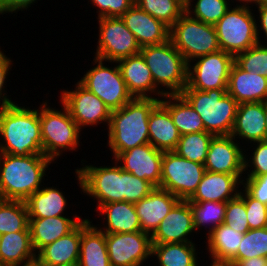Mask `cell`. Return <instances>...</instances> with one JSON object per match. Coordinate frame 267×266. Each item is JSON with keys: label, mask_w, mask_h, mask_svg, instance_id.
I'll return each mask as SVG.
<instances>
[{"label": "cell", "mask_w": 267, "mask_h": 266, "mask_svg": "<svg viewBox=\"0 0 267 266\" xmlns=\"http://www.w3.org/2000/svg\"><path fill=\"white\" fill-rule=\"evenodd\" d=\"M160 102L155 98H133L120 109L111 111L107 145L115 160L122 152L149 143L148 119Z\"/></svg>", "instance_id": "obj_1"}, {"label": "cell", "mask_w": 267, "mask_h": 266, "mask_svg": "<svg viewBox=\"0 0 267 266\" xmlns=\"http://www.w3.org/2000/svg\"><path fill=\"white\" fill-rule=\"evenodd\" d=\"M0 154L43 155L39 108L17 102L0 108Z\"/></svg>", "instance_id": "obj_2"}, {"label": "cell", "mask_w": 267, "mask_h": 266, "mask_svg": "<svg viewBox=\"0 0 267 266\" xmlns=\"http://www.w3.org/2000/svg\"><path fill=\"white\" fill-rule=\"evenodd\" d=\"M51 163L45 155L0 154V199L26 201L44 185Z\"/></svg>", "instance_id": "obj_3"}, {"label": "cell", "mask_w": 267, "mask_h": 266, "mask_svg": "<svg viewBox=\"0 0 267 266\" xmlns=\"http://www.w3.org/2000/svg\"><path fill=\"white\" fill-rule=\"evenodd\" d=\"M181 95L200 115L205 132L214 136L231 135L238 102L227 93V89H183Z\"/></svg>", "instance_id": "obj_4"}, {"label": "cell", "mask_w": 267, "mask_h": 266, "mask_svg": "<svg viewBox=\"0 0 267 266\" xmlns=\"http://www.w3.org/2000/svg\"><path fill=\"white\" fill-rule=\"evenodd\" d=\"M140 53L151 71L155 86L164 95L182 93L187 86L188 64L170 39L162 44L141 47Z\"/></svg>", "instance_id": "obj_5"}, {"label": "cell", "mask_w": 267, "mask_h": 266, "mask_svg": "<svg viewBox=\"0 0 267 266\" xmlns=\"http://www.w3.org/2000/svg\"><path fill=\"white\" fill-rule=\"evenodd\" d=\"M47 104L45 100L39 106L42 150L43 155L55 162L66 150H77L82 130L62 102L60 111Z\"/></svg>", "instance_id": "obj_6"}, {"label": "cell", "mask_w": 267, "mask_h": 266, "mask_svg": "<svg viewBox=\"0 0 267 266\" xmlns=\"http://www.w3.org/2000/svg\"><path fill=\"white\" fill-rule=\"evenodd\" d=\"M81 160L82 167L75 169L77 186L81 193L97 201L95 209L113 202H124V178L122 167L114 160L110 166H94ZM114 163V164H113ZM114 165V166H113Z\"/></svg>", "instance_id": "obj_7"}, {"label": "cell", "mask_w": 267, "mask_h": 266, "mask_svg": "<svg viewBox=\"0 0 267 266\" xmlns=\"http://www.w3.org/2000/svg\"><path fill=\"white\" fill-rule=\"evenodd\" d=\"M169 39L186 63L220 49L214 25L192 18L184 12L170 27Z\"/></svg>", "instance_id": "obj_8"}, {"label": "cell", "mask_w": 267, "mask_h": 266, "mask_svg": "<svg viewBox=\"0 0 267 266\" xmlns=\"http://www.w3.org/2000/svg\"><path fill=\"white\" fill-rule=\"evenodd\" d=\"M250 7L234 6L214 25L220 49L233 56L258 43L256 19Z\"/></svg>", "instance_id": "obj_9"}, {"label": "cell", "mask_w": 267, "mask_h": 266, "mask_svg": "<svg viewBox=\"0 0 267 266\" xmlns=\"http://www.w3.org/2000/svg\"><path fill=\"white\" fill-rule=\"evenodd\" d=\"M105 62L94 57L92 62L94 67L87 69L78 82L98 96L111 111H114L123 107L134 97L128 91L117 62H110L114 67L106 66Z\"/></svg>", "instance_id": "obj_10"}, {"label": "cell", "mask_w": 267, "mask_h": 266, "mask_svg": "<svg viewBox=\"0 0 267 266\" xmlns=\"http://www.w3.org/2000/svg\"><path fill=\"white\" fill-rule=\"evenodd\" d=\"M206 169L204 164L180 157L174 151L164 152L160 186L163 190L188 200L196 191Z\"/></svg>", "instance_id": "obj_11"}, {"label": "cell", "mask_w": 267, "mask_h": 266, "mask_svg": "<svg viewBox=\"0 0 267 266\" xmlns=\"http://www.w3.org/2000/svg\"><path fill=\"white\" fill-rule=\"evenodd\" d=\"M98 19V41L96 58L117 62L140 53L141 47L134 34L126 27L121 17H100Z\"/></svg>", "instance_id": "obj_12"}, {"label": "cell", "mask_w": 267, "mask_h": 266, "mask_svg": "<svg viewBox=\"0 0 267 266\" xmlns=\"http://www.w3.org/2000/svg\"><path fill=\"white\" fill-rule=\"evenodd\" d=\"M234 56L219 50L188 63L187 86L184 89L207 91L227 89Z\"/></svg>", "instance_id": "obj_13"}, {"label": "cell", "mask_w": 267, "mask_h": 266, "mask_svg": "<svg viewBox=\"0 0 267 266\" xmlns=\"http://www.w3.org/2000/svg\"><path fill=\"white\" fill-rule=\"evenodd\" d=\"M62 102L70 112L71 118L78 124L79 128H87L98 124L110 123L111 110L94 93L88 91L79 82L75 83V90L64 89L60 93Z\"/></svg>", "instance_id": "obj_14"}, {"label": "cell", "mask_w": 267, "mask_h": 266, "mask_svg": "<svg viewBox=\"0 0 267 266\" xmlns=\"http://www.w3.org/2000/svg\"><path fill=\"white\" fill-rule=\"evenodd\" d=\"M111 266H142L152 257L151 235L133 233H105Z\"/></svg>", "instance_id": "obj_15"}, {"label": "cell", "mask_w": 267, "mask_h": 266, "mask_svg": "<svg viewBox=\"0 0 267 266\" xmlns=\"http://www.w3.org/2000/svg\"><path fill=\"white\" fill-rule=\"evenodd\" d=\"M231 135L214 136L210 141L204 163L206 171L244 175V150Z\"/></svg>", "instance_id": "obj_16"}, {"label": "cell", "mask_w": 267, "mask_h": 266, "mask_svg": "<svg viewBox=\"0 0 267 266\" xmlns=\"http://www.w3.org/2000/svg\"><path fill=\"white\" fill-rule=\"evenodd\" d=\"M163 153L148 143L122 152L115 161L124 171L159 187Z\"/></svg>", "instance_id": "obj_17"}, {"label": "cell", "mask_w": 267, "mask_h": 266, "mask_svg": "<svg viewBox=\"0 0 267 266\" xmlns=\"http://www.w3.org/2000/svg\"><path fill=\"white\" fill-rule=\"evenodd\" d=\"M196 232L188 200H179L151 235L152 244L193 242Z\"/></svg>", "instance_id": "obj_18"}, {"label": "cell", "mask_w": 267, "mask_h": 266, "mask_svg": "<svg viewBox=\"0 0 267 266\" xmlns=\"http://www.w3.org/2000/svg\"><path fill=\"white\" fill-rule=\"evenodd\" d=\"M140 47L158 45L169 40L170 28L134 3L122 16Z\"/></svg>", "instance_id": "obj_19"}, {"label": "cell", "mask_w": 267, "mask_h": 266, "mask_svg": "<svg viewBox=\"0 0 267 266\" xmlns=\"http://www.w3.org/2000/svg\"><path fill=\"white\" fill-rule=\"evenodd\" d=\"M117 64L128 91L134 98L161 99L164 96L155 86L151 71L141 53L121 59Z\"/></svg>", "instance_id": "obj_20"}, {"label": "cell", "mask_w": 267, "mask_h": 266, "mask_svg": "<svg viewBox=\"0 0 267 266\" xmlns=\"http://www.w3.org/2000/svg\"><path fill=\"white\" fill-rule=\"evenodd\" d=\"M243 175H230L205 171L189 202H228L237 197L243 185Z\"/></svg>", "instance_id": "obj_21"}, {"label": "cell", "mask_w": 267, "mask_h": 266, "mask_svg": "<svg viewBox=\"0 0 267 266\" xmlns=\"http://www.w3.org/2000/svg\"><path fill=\"white\" fill-rule=\"evenodd\" d=\"M231 136L248 144L266 140L265 102L238 104Z\"/></svg>", "instance_id": "obj_22"}, {"label": "cell", "mask_w": 267, "mask_h": 266, "mask_svg": "<svg viewBox=\"0 0 267 266\" xmlns=\"http://www.w3.org/2000/svg\"><path fill=\"white\" fill-rule=\"evenodd\" d=\"M179 200L169 191L156 187L149 195L135 203L141 231L152 235Z\"/></svg>", "instance_id": "obj_23"}, {"label": "cell", "mask_w": 267, "mask_h": 266, "mask_svg": "<svg viewBox=\"0 0 267 266\" xmlns=\"http://www.w3.org/2000/svg\"><path fill=\"white\" fill-rule=\"evenodd\" d=\"M227 93L238 104L267 101V77L258 73L246 72L235 63L231 66Z\"/></svg>", "instance_id": "obj_24"}, {"label": "cell", "mask_w": 267, "mask_h": 266, "mask_svg": "<svg viewBox=\"0 0 267 266\" xmlns=\"http://www.w3.org/2000/svg\"><path fill=\"white\" fill-rule=\"evenodd\" d=\"M57 216L46 218H29L31 242L37 254L43 247L49 245L71 232L84 218L76 213L73 217Z\"/></svg>", "instance_id": "obj_25"}, {"label": "cell", "mask_w": 267, "mask_h": 266, "mask_svg": "<svg viewBox=\"0 0 267 266\" xmlns=\"http://www.w3.org/2000/svg\"><path fill=\"white\" fill-rule=\"evenodd\" d=\"M90 219L81 221L79 266H111L105 240V233L93 225Z\"/></svg>", "instance_id": "obj_26"}, {"label": "cell", "mask_w": 267, "mask_h": 266, "mask_svg": "<svg viewBox=\"0 0 267 266\" xmlns=\"http://www.w3.org/2000/svg\"><path fill=\"white\" fill-rule=\"evenodd\" d=\"M149 143L162 152L175 151L181 134L169 111L159 102L148 119Z\"/></svg>", "instance_id": "obj_27"}, {"label": "cell", "mask_w": 267, "mask_h": 266, "mask_svg": "<svg viewBox=\"0 0 267 266\" xmlns=\"http://www.w3.org/2000/svg\"><path fill=\"white\" fill-rule=\"evenodd\" d=\"M103 216L102 228L104 233H133L141 231L135 205L129 202H113L101 205L97 210ZM106 218V219H105Z\"/></svg>", "instance_id": "obj_28"}, {"label": "cell", "mask_w": 267, "mask_h": 266, "mask_svg": "<svg viewBox=\"0 0 267 266\" xmlns=\"http://www.w3.org/2000/svg\"><path fill=\"white\" fill-rule=\"evenodd\" d=\"M81 241V222L67 235L43 247L36 256L48 266L78 263Z\"/></svg>", "instance_id": "obj_29"}, {"label": "cell", "mask_w": 267, "mask_h": 266, "mask_svg": "<svg viewBox=\"0 0 267 266\" xmlns=\"http://www.w3.org/2000/svg\"><path fill=\"white\" fill-rule=\"evenodd\" d=\"M243 235L222 223L205 236V250L208 251L206 253H209V258H212L211 262L227 264L237 254Z\"/></svg>", "instance_id": "obj_30"}, {"label": "cell", "mask_w": 267, "mask_h": 266, "mask_svg": "<svg viewBox=\"0 0 267 266\" xmlns=\"http://www.w3.org/2000/svg\"><path fill=\"white\" fill-rule=\"evenodd\" d=\"M55 186H43L26 201L29 218L63 216L68 206L67 197Z\"/></svg>", "instance_id": "obj_31"}, {"label": "cell", "mask_w": 267, "mask_h": 266, "mask_svg": "<svg viewBox=\"0 0 267 266\" xmlns=\"http://www.w3.org/2000/svg\"><path fill=\"white\" fill-rule=\"evenodd\" d=\"M160 103L169 111L181 135L205 131L200 115L181 94L164 95Z\"/></svg>", "instance_id": "obj_32"}, {"label": "cell", "mask_w": 267, "mask_h": 266, "mask_svg": "<svg viewBox=\"0 0 267 266\" xmlns=\"http://www.w3.org/2000/svg\"><path fill=\"white\" fill-rule=\"evenodd\" d=\"M35 257L30 231L0 235V263L2 266H18Z\"/></svg>", "instance_id": "obj_33"}, {"label": "cell", "mask_w": 267, "mask_h": 266, "mask_svg": "<svg viewBox=\"0 0 267 266\" xmlns=\"http://www.w3.org/2000/svg\"><path fill=\"white\" fill-rule=\"evenodd\" d=\"M194 242L152 244V257L159 266H201Z\"/></svg>", "instance_id": "obj_34"}, {"label": "cell", "mask_w": 267, "mask_h": 266, "mask_svg": "<svg viewBox=\"0 0 267 266\" xmlns=\"http://www.w3.org/2000/svg\"><path fill=\"white\" fill-rule=\"evenodd\" d=\"M30 231L25 201L0 199V235Z\"/></svg>", "instance_id": "obj_35"}, {"label": "cell", "mask_w": 267, "mask_h": 266, "mask_svg": "<svg viewBox=\"0 0 267 266\" xmlns=\"http://www.w3.org/2000/svg\"><path fill=\"white\" fill-rule=\"evenodd\" d=\"M192 213L193 223L196 233L202 228L206 231V236L220 224L224 223L225 209L227 202L204 201L189 202ZM199 230V231H198Z\"/></svg>", "instance_id": "obj_36"}, {"label": "cell", "mask_w": 267, "mask_h": 266, "mask_svg": "<svg viewBox=\"0 0 267 266\" xmlns=\"http://www.w3.org/2000/svg\"><path fill=\"white\" fill-rule=\"evenodd\" d=\"M213 137V134L205 131L181 135L174 152L180 157L204 164Z\"/></svg>", "instance_id": "obj_37"}, {"label": "cell", "mask_w": 267, "mask_h": 266, "mask_svg": "<svg viewBox=\"0 0 267 266\" xmlns=\"http://www.w3.org/2000/svg\"><path fill=\"white\" fill-rule=\"evenodd\" d=\"M230 2L229 0H187L185 12L203 23L215 25L231 8Z\"/></svg>", "instance_id": "obj_38"}, {"label": "cell", "mask_w": 267, "mask_h": 266, "mask_svg": "<svg viewBox=\"0 0 267 266\" xmlns=\"http://www.w3.org/2000/svg\"><path fill=\"white\" fill-rule=\"evenodd\" d=\"M135 3L169 28L185 12L183 0H135Z\"/></svg>", "instance_id": "obj_39"}, {"label": "cell", "mask_w": 267, "mask_h": 266, "mask_svg": "<svg viewBox=\"0 0 267 266\" xmlns=\"http://www.w3.org/2000/svg\"><path fill=\"white\" fill-rule=\"evenodd\" d=\"M253 257H267V227L249 229L231 260H244Z\"/></svg>", "instance_id": "obj_40"}, {"label": "cell", "mask_w": 267, "mask_h": 266, "mask_svg": "<svg viewBox=\"0 0 267 266\" xmlns=\"http://www.w3.org/2000/svg\"><path fill=\"white\" fill-rule=\"evenodd\" d=\"M234 63L246 72L267 77V46L257 43L234 56Z\"/></svg>", "instance_id": "obj_41"}, {"label": "cell", "mask_w": 267, "mask_h": 266, "mask_svg": "<svg viewBox=\"0 0 267 266\" xmlns=\"http://www.w3.org/2000/svg\"><path fill=\"white\" fill-rule=\"evenodd\" d=\"M250 145L253 147V150H249L252 152L251 155L249 152L246 155V150H244V172L247 176L267 174V140L253 142Z\"/></svg>", "instance_id": "obj_42"}, {"label": "cell", "mask_w": 267, "mask_h": 266, "mask_svg": "<svg viewBox=\"0 0 267 266\" xmlns=\"http://www.w3.org/2000/svg\"><path fill=\"white\" fill-rule=\"evenodd\" d=\"M224 223L243 234L249 230L245 202L239 195L227 202Z\"/></svg>", "instance_id": "obj_43"}, {"label": "cell", "mask_w": 267, "mask_h": 266, "mask_svg": "<svg viewBox=\"0 0 267 266\" xmlns=\"http://www.w3.org/2000/svg\"><path fill=\"white\" fill-rule=\"evenodd\" d=\"M239 196L245 202L249 229L267 227V205L253 198L243 187Z\"/></svg>", "instance_id": "obj_44"}, {"label": "cell", "mask_w": 267, "mask_h": 266, "mask_svg": "<svg viewBox=\"0 0 267 266\" xmlns=\"http://www.w3.org/2000/svg\"><path fill=\"white\" fill-rule=\"evenodd\" d=\"M124 201L137 203L149 195L156 187L147 180H142L135 175L123 170Z\"/></svg>", "instance_id": "obj_45"}, {"label": "cell", "mask_w": 267, "mask_h": 266, "mask_svg": "<svg viewBox=\"0 0 267 266\" xmlns=\"http://www.w3.org/2000/svg\"><path fill=\"white\" fill-rule=\"evenodd\" d=\"M97 8L98 17H121L135 0H90Z\"/></svg>", "instance_id": "obj_46"}, {"label": "cell", "mask_w": 267, "mask_h": 266, "mask_svg": "<svg viewBox=\"0 0 267 266\" xmlns=\"http://www.w3.org/2000/svg\"><path fill=\"white\" fill-rule=\"evenodd\" d=\"M243 188L256 200L267 205V174L243 176Z\"/></svg>", "instance_id": "obj_47"}, {"label": "cell", "mask_w": 267, "mask_h": 266, "mask_svg": "<svg viewBox=\"0 0 267 266\" xmlns=\"http://www.w3.org/2000/svg\"><path fill=\"white\" fill-rule=\"evenodd\" d=\"M13 61L7 57V55L4 53V51L0 48V108H3L7 105H11L16 103V101H12V98H9L7 91L4 87L7 83L6 80L8 79V74H10V71L13 66Z\"/></svg>", "instance_id": "obj_48"}, {"label": "cell", "mask_w": 267, "mask_h": 266, "mask_svg": "<svg viewBox=\"0 0 267 266\" xmlns=\"http://www.w3.org/2000/svg\"><path fill=\"white\" fill-rule=\"evenodd\" d=\"M37 0H0V11L4 15L6 13H17L29 9Z\"/></svg>", "instance_id": "obj_49"}, {"label": "cell", "mask_w": 267, "mask_h": 266, "mask_svg": "<svg viewBox=\"0 0 267 266\" xmlns=\"http://www.w3.org/2000/svg\"><path fill=\"white\" fill-rule=\"evenodd\" d=\"M255 8H258L257 13H259L258 15H256L257 17L259 16L258 18L256 17V20L258 19L259 21H256L258 43L267 46V6H257ZM262 33L264 36V40H266L264 41V43L266 44H263V41L260 40L261 38H263L262 36H259L262 35Z\"/></svg>", "instance_id": "obj_50"}, {"label": "cell", "mask_w": 267, "mask_h": 266, "mask_svg": "<svg viewBox=\"0 0 267 266\" xmlns=\"http://www.w3.org/2000/svg\"><path fill=\"white\" fill-rule=\"evenodd\" d=\"M229 266H267V257H253L244 260H230Z\"/></svg>", "instance_id": "obj_51"}, {"label": "cell", "mask_w": 267, "mask_h": 266, "mask_svg": "<svg viewBox=\"0 0 267 266\" xmlns=\"http://www.w3.org/2000/svg\"><path fill=\"white\" fill-rule=\"evenodd\" d=\"M18 266H48L42 262L37 256L29 261H26Z\"/></svg>", "instance_id": "obj_52"}, {"label": "cell", "mask_w": 267, "mask_h": 266, "mask_svg": "<svg viewBox=\"0 0 267 266\" xmlns=\"http://www.w3.org/2000/svg\"><path fill=\"white\" fill-rule=\"evenodd\" d=\"M236 1H238L240 4L237 3L235 6L248 7V8L249 7L251 8L252 5L257 7L259 3V0H235V2ZM232 2L234 3V0Z\"/></svg>", "instance_id": "obj_53"}, {"label": "cell", "mask_w": 267, "mask_h": 266, "mask_svg": "<svg viewBox=\"0 0 267 266\" xmlns=\"http://www.w3.org/2000/svg\"><path fill=\"white\" fill-rule=\"evenodd\" d=\"M265 124H266V140H267V101L265 102Z\"/></svg>", "instance_id": "obj_54"}, {"label": "cell", "mask_w": 267, "mask_h": 266, "mask_svg": "<svg viewBox=\"0 0 267 266\" xmlns=\"http://www.w3.org/2000/svg\"><path fill=\"white\" fill-rule=\"evenodd\" d=\"M258 6H267V0H259Z\"/></svg>", "instance_id": "obj_55"}, {"label": "cell", "mask_w": 267, "mask_h": 266, "mask_svg": "<svg viewBox=\"0 0 267 266\" xmlns=\"http://www.w3.org/2000/svg\"><path fill=\"white\" fill-rule=\"evenodd\" d=\"M209 266V265H208ZM210 266H229L228 264H221V263H210Z\"/></svg>", "instance_id": "obj_56"}, {"label": "cell", "mask_w": 267, "mask_h": 266, "mask_svg": "<svg viewBox=\"0 0 267 266\" xmlns=\"http://www.w3.org/2000/svg\"><path fill=\"white\" fill-rule=\"evenodd\" d=\"M66 266H79L78 263L72 264V265H66Z\"/></svg>", "instance_id": "obj_57"}]
</instances>
